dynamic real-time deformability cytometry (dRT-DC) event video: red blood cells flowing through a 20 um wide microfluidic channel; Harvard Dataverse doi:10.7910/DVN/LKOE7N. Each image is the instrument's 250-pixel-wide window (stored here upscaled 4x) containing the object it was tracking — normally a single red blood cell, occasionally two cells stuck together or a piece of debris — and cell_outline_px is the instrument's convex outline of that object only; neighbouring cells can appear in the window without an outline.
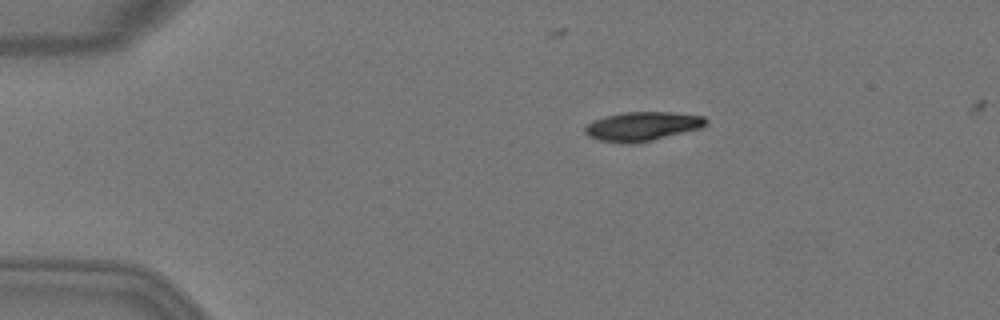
{"species": "Egyptian fruit bat (a non-hibernating species)", "species_latin": "Rousettus aegyptiacus", "temperature_condition": "warm", "stored_images_in_passage": 5, "camera_frame_rate_fps": 3000, "um_per_image_px": 0.085, "animal": {"sex": "female"}, "frame": {"image": 1, "passage_image": 3, "time_ms": 0.667, "image_size_px": [1000, 320], "cell_outline_px": [[708, 124], [700, 128], [652, 140], [632, 144], [624, 144], [600, 140], [588, 136], [584, 132], [584, 128], [588, 124], [596, 120], [608, 116], [624, 112], [672, 112], [704, 116], [708, 120]], "centroid_in_image_um": [54.62, 10.74], "position_along_channel_um": 30.4, "area_um2": 20.35}}